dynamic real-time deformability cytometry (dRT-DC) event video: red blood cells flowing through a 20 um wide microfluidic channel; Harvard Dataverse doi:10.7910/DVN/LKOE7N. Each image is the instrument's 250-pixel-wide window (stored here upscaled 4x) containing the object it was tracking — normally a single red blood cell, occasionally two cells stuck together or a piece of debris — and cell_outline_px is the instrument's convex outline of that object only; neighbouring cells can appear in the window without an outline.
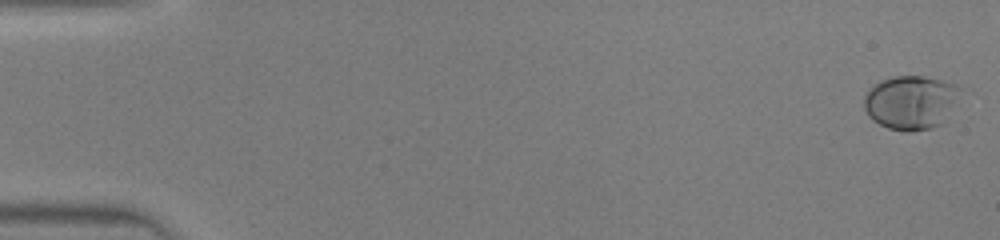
{"species": "human", "species_latin": "Homo sapiens", "temperature_condition": "warm", "stored_images_in_passage": 45, "camera_frame_rate_fps": 3000, "um_per_image_px": 0.085, "donor": {"sex": "male"}, "frame": {"image": 1, "passage_image": 1, "time_ms": 0.0, "image_size_px": [1000, 240], "cell_outline_px": [[960, 88], [940, 124], [932, 128], [908, 132], [904, 132], [888, 128], [872, 120], [868, 116], [864, 108], [864, 96], [880, 80], [896, 76], [924, 76], [956, 84]], "centroid_in_image_um": [77.33, 8.7], "position_along_channel_um": 7.7, "area_um2": 29.42}}
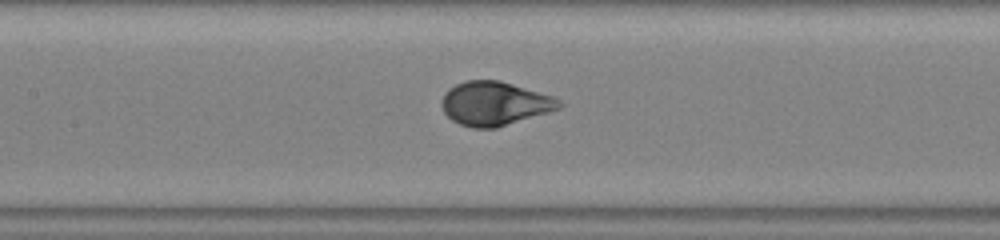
{"frame": {"image": 2, "passage_image": 22, "time_ms": 7.0, "image_size_px": [1000, 240], "cell_outline_px": [[564, 104], [560, 108], [548, 112], [496, 128], [472, 128], [460, 124], [452, 120], [444, 112], [440, 104], [440, 100], [444, 92], [448, 88], [464, 80], [500, 80], [552, 96], [560, 100]], "centroid_in_image_um": [42.0, 8.79], "position_along_channel_um": 165.4, "area_um2": 30.11}}
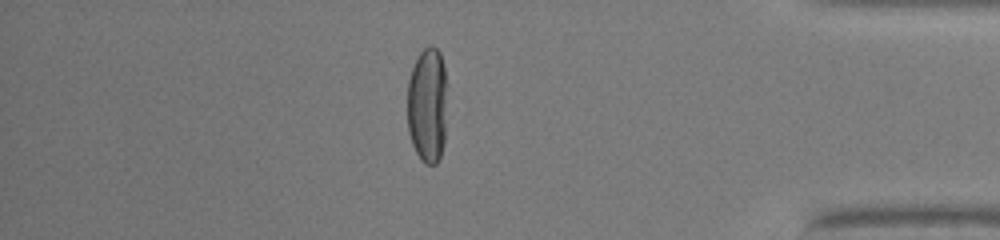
{"frame": {"image": 3, "passage_image": 39, "time_ms": 12.667, "image_size_px": [1000, 240], "cell_outline_px": [[444, 144], [440, 156], [436, 164], [424, 164], [420, 160], [412, 144], [408, 132], [408, 80], [412, 68], [420, 52], [424, 48], [432, 44], [440, 52], [444, 68]], "centroid_in_image_um": [36.29, 8.96], "position_along_channel_um": 398.9, "area_um2": 26.41}}